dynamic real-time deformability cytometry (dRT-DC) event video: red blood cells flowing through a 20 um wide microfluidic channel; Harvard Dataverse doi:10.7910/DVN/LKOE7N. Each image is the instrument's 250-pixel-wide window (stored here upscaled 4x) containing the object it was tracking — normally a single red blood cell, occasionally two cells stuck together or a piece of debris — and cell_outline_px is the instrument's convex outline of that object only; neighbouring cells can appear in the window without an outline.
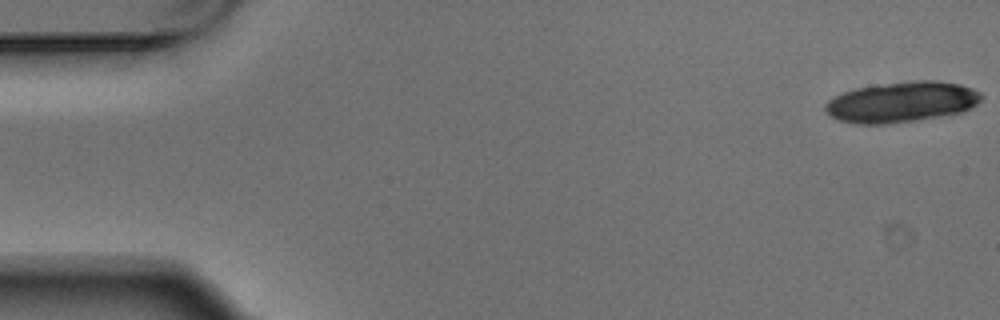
{"species": "Egyptian fruit bat (a non-hibernating species)", "species_latin": "Rousettus aegyptiacus", "temperature_condition": "warm", "stored_images_in_passage": 5, "camera_frame_rate_fps": 3000, "um_per_image_px": 0.085, "animal": {"sex": "male"}, "frame": {"image": 1, "passage_image": 1, "time_ms": 0.0, "image_size_px": [1000, 320], "cell_outline_px": [[984, 96], [976, 104], [960, 112], [940, 116], [916, 120], [884, 124], [856, 124], [840, 120], [824, 112], [824, 104], [828, 100], [844, 92], [856, 88], [912, 80], [936, 80], [960, 84], [972, 88], [980, 92]], "centroid_in_image_um": [76.63, 8.66], "position_along_channel_um": 8.4, "area_um2": 36.7}}